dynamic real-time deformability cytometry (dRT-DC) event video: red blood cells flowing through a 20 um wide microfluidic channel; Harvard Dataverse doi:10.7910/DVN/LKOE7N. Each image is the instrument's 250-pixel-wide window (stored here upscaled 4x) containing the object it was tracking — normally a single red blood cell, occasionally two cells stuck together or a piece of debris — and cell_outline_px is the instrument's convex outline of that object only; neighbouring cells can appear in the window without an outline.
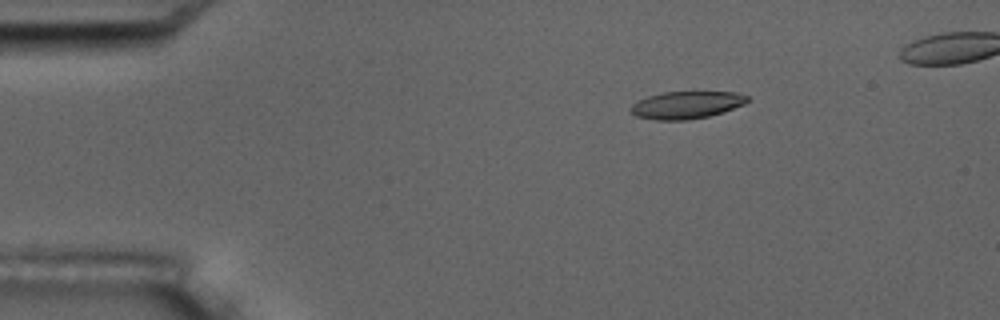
{"species": "common noctule bat (a hibernating species)", "species_latin": "Nyctalus noctula", "temperature_condition": "room temperature", "stored_images_in_passage": 5, "camera_frame_rate_fps": 3000, "um_per_image_px": 0.085, "animal": {"sex": "male", "body_mass_g": 17.5, "forearm_length_mm": 52.3}, "frame": {"image": 1, "passage_image": 2, "time_ms": 1.333, "image_size_px": [1000, 320], "cell_outline_px": [[748, 100], [744, 104], [708, 116], [688, 120], [656, 120], [636, 116], [628, 108], [632, 104], [648, 96], [660, 92], [736, 92], [748, 96]], "centroid_in_image_um": [58.31, 8.92], "position_along_channel_um": 26.7, "area_um2": 18.44}}